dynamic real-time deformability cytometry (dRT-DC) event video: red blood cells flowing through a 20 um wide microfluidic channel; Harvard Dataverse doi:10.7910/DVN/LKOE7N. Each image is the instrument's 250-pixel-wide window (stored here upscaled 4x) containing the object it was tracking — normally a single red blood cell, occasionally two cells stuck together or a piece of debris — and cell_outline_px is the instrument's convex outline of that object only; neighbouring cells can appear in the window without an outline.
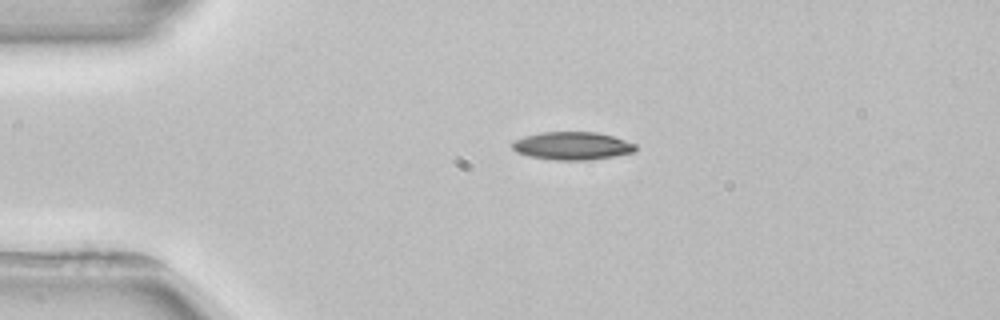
{"species": "common noctule bat (a hibernating species)", "species_latin": "Nyctalus noctula", "temperature_condition": "room temperature", "stored_images_in_passage": 4, "camera_frame_rate_fps": 3000, "um_per_image_px": 0.085, "animal": {"sex": "female", "body_mass_g": 22.7, "forearm_length_mm": 54.2}, "frame": {"image": 1, "passage_image": 1, "time_ms": 0.0, "image_size_px": [1000, 320], "cell_outline_px": [[636, 152], [592, 160], [556, 160], [528, 156], [516, 152], [512, 148], [512, 140], [524, 136], [540, 132], [596, 132], [612, 136], [636, 144]], "centroid_in_image_um": [48.62, 12.4], "position_along_channel_um": 36.4, "area_um2": 20.23}}